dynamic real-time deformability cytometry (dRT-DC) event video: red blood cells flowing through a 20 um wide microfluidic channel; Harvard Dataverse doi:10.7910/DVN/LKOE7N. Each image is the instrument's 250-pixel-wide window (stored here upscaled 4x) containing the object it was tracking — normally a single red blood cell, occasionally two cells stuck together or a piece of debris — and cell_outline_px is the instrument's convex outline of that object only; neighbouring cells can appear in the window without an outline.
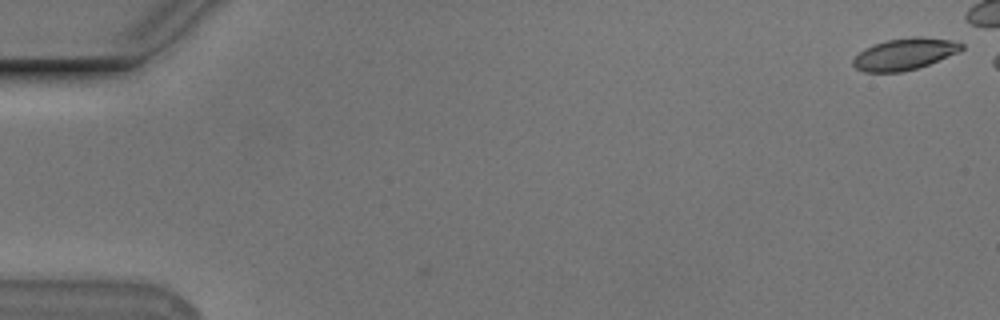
{"species": "Egyptian fruit bat (a non-hibernating species)", "species_latin": "Rousettus aegyptiacus", "temperature_condition": "cold", "stored_images_in_passage": 3, "camera_frame_rate_fps": 3000, "um_per_image_px": 0.085, "animal": {"sex": "male"}, "frame": {"image": 1, "passage_image": 1, "time_ms": 0.0, "image_size_px": [1000, 320], "cell_outline_px": [[964, 48], [960, 52], [928, 64], [916, 68], [900, 72], [864, 72], [856, 68], [852, 64], [852, 60], [864, 48], [888, 40], [912, 36], [920, 36], [952, 40], [964, 44]], "centroid_in_image_um": [76.91, 4.59], "position_along_channel_um": 8.1, "area_um2": 19.94}}